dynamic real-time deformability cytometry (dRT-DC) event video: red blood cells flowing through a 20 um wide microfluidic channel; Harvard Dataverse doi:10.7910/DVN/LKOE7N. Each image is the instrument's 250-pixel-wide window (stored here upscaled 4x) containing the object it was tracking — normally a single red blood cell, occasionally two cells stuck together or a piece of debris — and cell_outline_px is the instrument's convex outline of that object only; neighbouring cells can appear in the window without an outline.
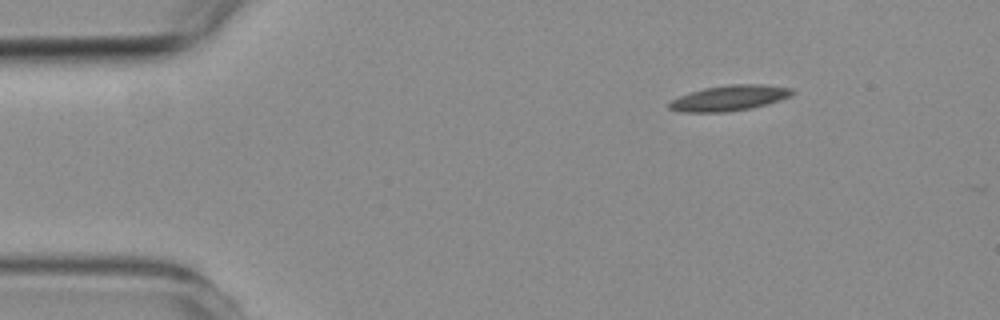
{"species": "common noctule bat (a hibernating species)", "species_latin": "Nyctalus noctula", "temperature_condition": "room temperature", "stored_images_in_passage": 3, "camera_frame_rate_fps": 3000, "um_per_image_px": 0.085, "animal": {"sex": "female", "body_mass_g": 19.3, "forearm_length_mm": 54.1}, "frame": {"image": 1, "passage_image": 1, "time_ms": 0.0, "image_size_px": [1000, 320], "cell_outline_px": [[796, 92], [792, 96], [768, 104], [752, 108], [724, 112], [680, 112], [668, 108], [668, 100], [688, 92], [704, 88], [728, 84], [764, 84], [792, 88]], "centroid_in_image_um": [61.98, 8.32], "position_along_channel_um": 23.0, "area_um2": 18.67}}